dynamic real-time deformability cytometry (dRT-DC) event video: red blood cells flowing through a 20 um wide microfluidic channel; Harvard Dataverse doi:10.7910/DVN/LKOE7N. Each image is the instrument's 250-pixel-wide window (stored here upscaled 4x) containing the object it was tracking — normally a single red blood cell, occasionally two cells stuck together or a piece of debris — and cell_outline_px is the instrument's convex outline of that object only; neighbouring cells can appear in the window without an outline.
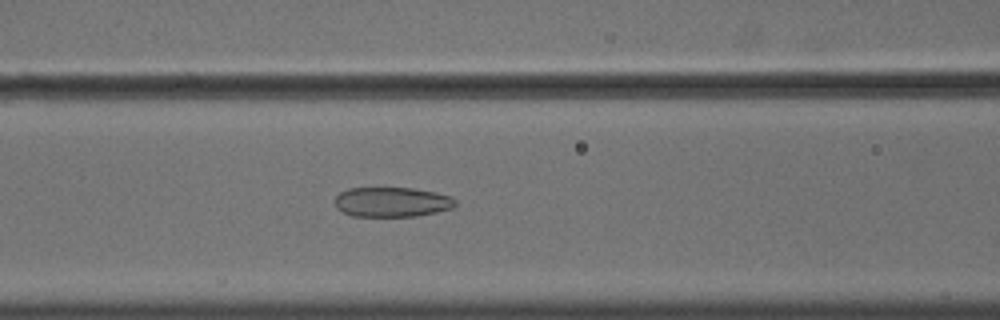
{"species": "common noctule bat (a hibernating species)", "species_latin": "Nyctalus noctula", "temperature_condition": "cold", "stored_images_in_passage": 45, "camera_frame_rate_fps": 3000, "um_per_image_px": 0.085, "animal": {"sex": "male", "body_mass_g": 18.8}, "frame": {"image": 1, "passage_image": 19, "time_ms": 6.0, "image_size_px": [1000, 320], "cell_outline_px": [[456, 204], [452, 208], [436, 212], [416, 216], [352, 216], [336, 208], [336, 196], [340, 192], [348, 188], [412, 188], [436, 192], [452, 196], [456, 200]], "centroid_in_image_um": [33.33, 17.17], "position_along_channel_um": 133.3, "area_um2": 20.92}}
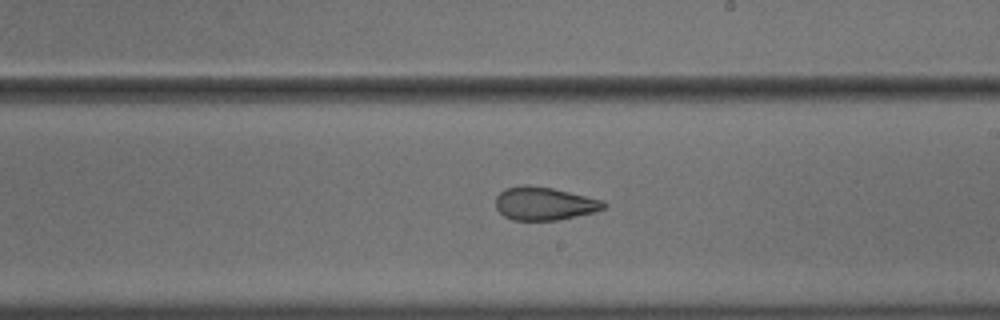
{"frame": {"image": 2, "passage_image": 28, "time_ms": 9.0, "image_size_px": [1000, 320], "cell_outline_px": [[608, 204], [604, 208], [596, 212], [560, 220], [512, 220], [504, 216], [496, 208], [496, 196], [504, 188], [524, 184], [552, 188], [604, 200]], "centroid_in_image_um": [46.28, 17.3], "position_along_channel_um": 242.7, "area_um2": 21.1}}
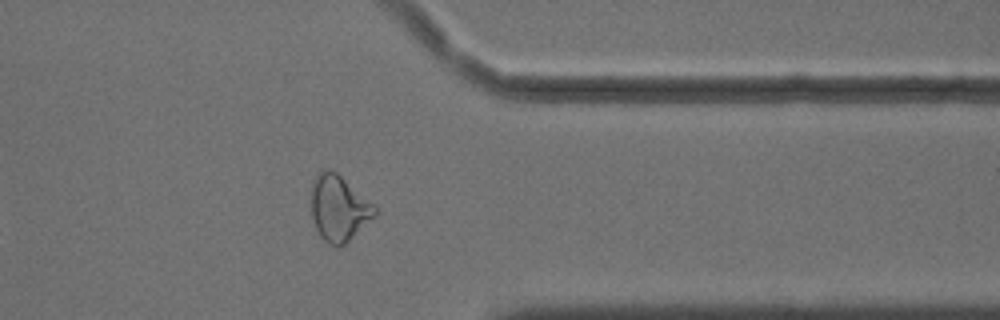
{"frame": {"image": 3, "passage_image": 40, "time_ms": 13.0, "image_size_px": [1000, 320], "cell_outline_px": [[376, 216], [340, 248], [328, 244], [320, 236], [316, 228], [312, 216], [312, 184], [320, 168], [328, 168], [336, 172], [372, 204], [376, 208]], "centroid_in_image_um": [28.77, 17.71], "position_along_channel_um": 382.6, "area_um2": 24.1}, "authors_computed_cell_mechanics": {"area_um2": 23.698, "velocity_mm_per_s": 3.6455, "shape_relaxation_time_tau1_ms": null, "shape_relaxation_time_tau2_ms": 1.7838, "deformation_change_tau1": null, "deformation_change_tau2": 0.0872}}